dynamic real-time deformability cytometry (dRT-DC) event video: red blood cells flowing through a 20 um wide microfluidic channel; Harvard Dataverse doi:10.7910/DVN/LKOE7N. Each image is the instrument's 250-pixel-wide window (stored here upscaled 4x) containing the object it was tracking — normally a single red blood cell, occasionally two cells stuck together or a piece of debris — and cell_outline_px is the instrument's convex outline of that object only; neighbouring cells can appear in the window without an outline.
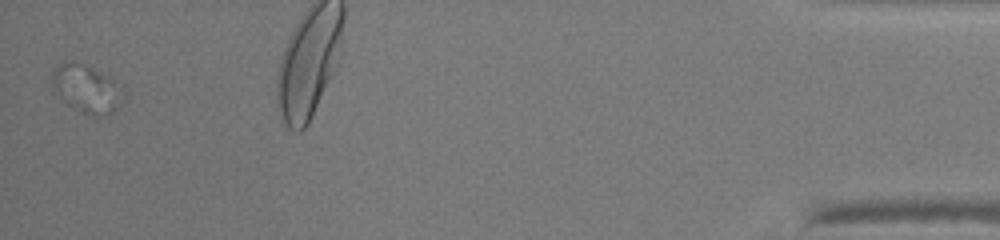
{"species": "human", "species_latin": "Homo sapiens", "temperature_condition": "warm", "stored_images_in_passage": 49, "camera_frame_rate_fps": 3000, "um_per_image_px": 0.085, "donor": {"sex": "male"}, "frame": {"image": 1, "passage_image": 49, "time_ms": 16.0, "image_size_px": [1000, 240], "cell_outline_px": [[124, 100], [120, 108], [112, 112], [100, 116], [92, 116], [80, 112], [68, 104], [52, 88], [52, 72], [56, 64], [64, 60], [84, 64], [108, 76], [124, 88]], "centroid_in_image_um": [7.38, 7.54], "position_along_channel_um": 427.8, "area_um2": 20.17}}